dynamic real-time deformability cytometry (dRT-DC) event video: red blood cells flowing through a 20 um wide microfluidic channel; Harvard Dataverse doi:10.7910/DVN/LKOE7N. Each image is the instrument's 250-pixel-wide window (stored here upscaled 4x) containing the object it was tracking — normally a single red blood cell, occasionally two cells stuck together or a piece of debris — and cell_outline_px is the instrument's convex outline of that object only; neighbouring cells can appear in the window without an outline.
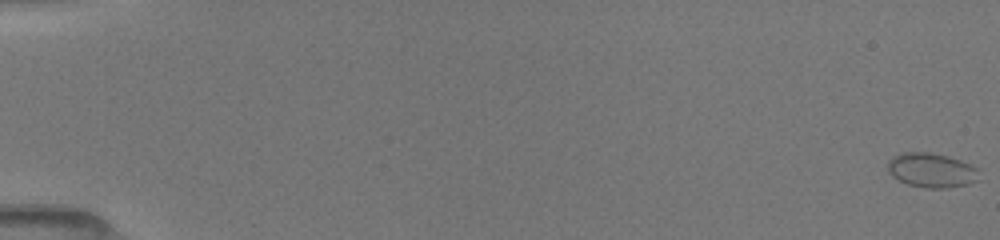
{"species": "common noctule bat (a hibernating species)", "species_latin": "Nyctalus noctula", "temperature_condition": "room temperature", "stored_images_in_passage": 13, "camera_frame_rate_fps": 3000, "um_per_image_px": 0.085, "animal": {"sex": "female", "body_mass_g": 19.5, "forearm_length_mm": 54.1}, "frame": {"image": 1, "passage_image": 1, "time_ms": 0.0, "image_size_px": [1000, 240], "cell_outline_px": [[980, 168], [976, 180], [968, 184], [944, 188], [924, 188], [908, 184], [892, 176], [888, 172], [888, 160], [892, 156], [904, 152], [928, 152], [948, 156], [960, 160]], "centroid_in_image_um": [79.17, 14.46], "position_along_channel_um": 5.8, "area_um2": 18.38}}